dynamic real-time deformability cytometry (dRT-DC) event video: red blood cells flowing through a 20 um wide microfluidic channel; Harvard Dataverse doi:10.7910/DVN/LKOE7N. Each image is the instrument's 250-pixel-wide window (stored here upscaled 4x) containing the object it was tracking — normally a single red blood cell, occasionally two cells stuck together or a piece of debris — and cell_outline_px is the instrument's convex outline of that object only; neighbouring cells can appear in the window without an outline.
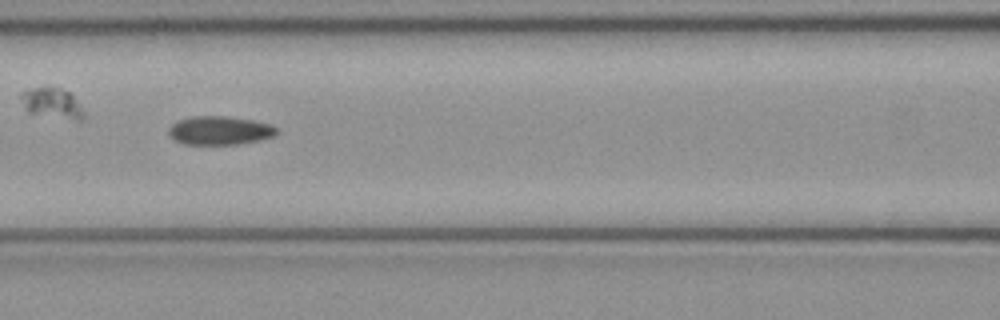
{"species": "common noctule bat (a hibernating species)", "species_latin": "Nyctalus noctula", "temperature_condition": "cold", "stored_images_in_passage": 4, "camera_frame_rate_fps": 3000, "um_per_image_px": 0.085, "animal": {"sex": "female", "body_mass_g": 21.9}, "frame": {"image": 1, "passage_image": 3, "time_ms": 0.667, "image_size_px": [1000, 320], "cell_outline_px": [[280, 132], [272, 136], [260, 140], [236, 144], [184, 144], [176, 140], [168, 132], [168, 128], [176, 120], [192, 116], [224, 116], [252, 120], [272, 124]], "centroid_in_image_um": [18.68, 11.08], "position_along_channel_um": 147.9, "area_um2": 17.98}}
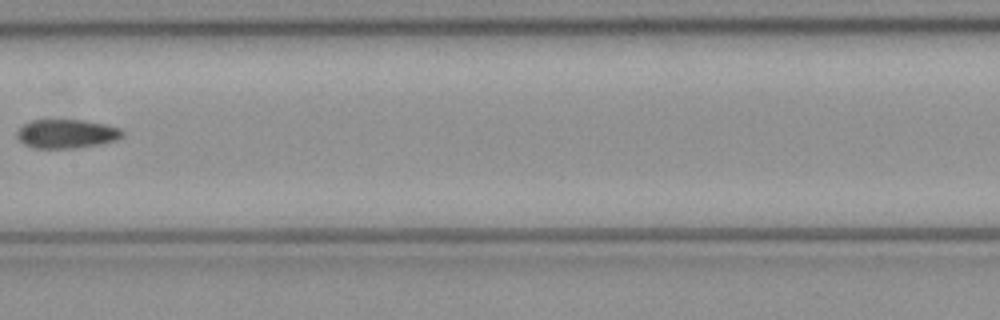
{"frame": {"image": 2, "passage_image": 4, "time_ms": 1.0, "image_size_px": [1000, 320], "cell_outline_px": [[124, 136], [116, 140], [76, 148], [32, 148], [24, 144], [16, 136], [16, 132], [24, 124], [32, 120], [84, 120], [104, 124], [120, 128], [124, 132]], "centroid_in_image_um": [5.65, 11.37], "position_along_channel_um": 201.8, "area_um2": 17.69}}